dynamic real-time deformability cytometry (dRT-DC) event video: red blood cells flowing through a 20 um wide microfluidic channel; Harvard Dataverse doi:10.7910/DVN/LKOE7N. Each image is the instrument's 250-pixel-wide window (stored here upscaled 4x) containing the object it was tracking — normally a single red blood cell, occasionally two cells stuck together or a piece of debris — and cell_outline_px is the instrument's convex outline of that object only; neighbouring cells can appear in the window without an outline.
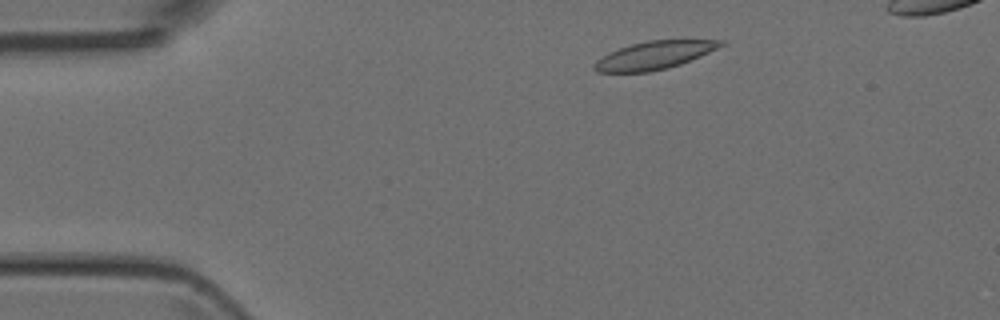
{"species": "Egyptian fruit bat (a non-hibernating species)", "species_latin": "Rousettus aegyptiacus", "temperature_condition": "room temperature", "stored_images_in_passage": 39, "camera_frame_rate_fps": 3000, "um_per_image_px": 0.085, "animal": {"sex": "female"}, "frame": {"image": 1, "passage_image": 1, "time_ms": 0.0, "image_size_px": [1000, 320], "cell_outline_px": [[728, 44], [700, 56], [680, 64], [668, 68], [648, 72], [596, 72], [592, 68], [592, 64], [596, 60], [608, 52], [632, 44], [648, 40], [728, 40]], "centroid_in_image_um": [55.62, 4.69], "position_along_channel_um": 29.4, "area_um2": 20.75}}
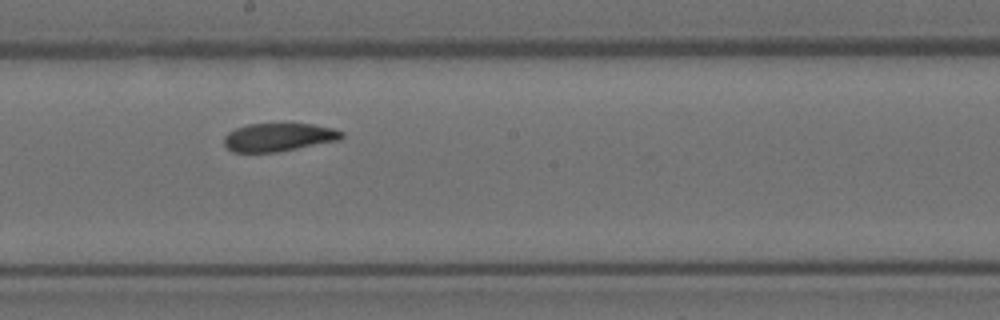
{"frame": {"image": 2, "passage_image": 19, "time_ms": 6.0, "image_size_px": [1000, 320], "cell_outline_px": [[344, 136], [340, 140], [276, 152], [232, 152], [224, 144], [224, 136], [228, 132], [236, 128], [248, 124], [312, 124], [332, 128], [344, 132]], "centroid_in_image_um": [23.68, 11.66], "position_along_channel_um": 224.5, "area_um2": 19.25}}
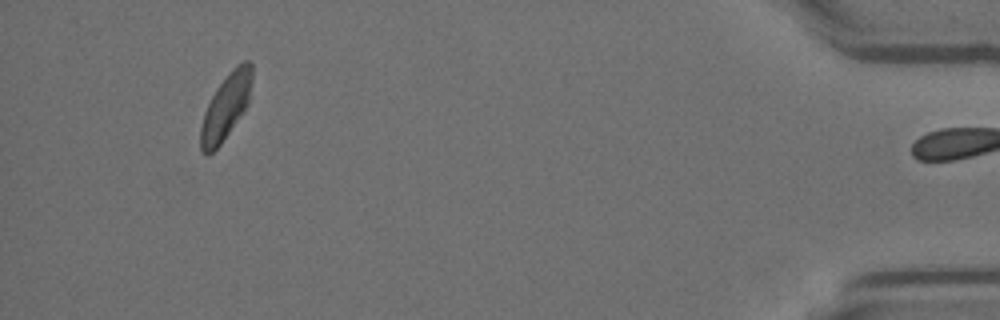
{"frame": {"image": 3, "passage_image": 38, "time_ms": 12.333, "image_size_px": [1000, 320], "cell_outline_px": [[252, 80], [248, 104], [220, 144], [208, 156], [204, 156], [200, 152], [200, 128], [204, 112], [216, 88], [232, 68], [236, 64], [244, 60], [248, 60], [252, 64]], "centroid_in_image_um": [19.18, 9.06], "position_along_channel_um": 416.0, "area_um2": 19.54}}